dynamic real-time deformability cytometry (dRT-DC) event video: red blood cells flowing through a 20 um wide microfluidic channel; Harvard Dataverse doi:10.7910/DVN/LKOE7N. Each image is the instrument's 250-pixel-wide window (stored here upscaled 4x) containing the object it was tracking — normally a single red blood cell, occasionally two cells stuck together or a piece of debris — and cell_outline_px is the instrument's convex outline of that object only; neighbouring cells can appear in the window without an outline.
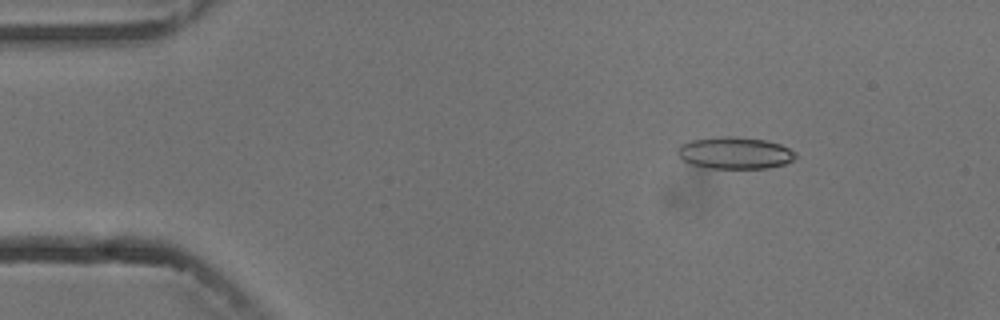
{"species": "common noctule bat (a hibernating species)", "species_latin": "Nyctalus noctula", "temperature_condition": "cold", "stored_images_in_passage": 8, "camera_frame_rate_fps": 3000, "um_per_image_px": 0.085, "animal": {"sex": "male", "body_mass_g": 13.3}, "frame": {"image": 1, "passage_image": 2, "time_ms": 1.333, "image_size_px": [1000, 320], "cell_outline_px": [[796, 156], [792, 160], [784, 164], [768, 168], [708, 168], [692, 164], [684, 160], [676, 152], [680, 144], [692, 140], [724, 136], [736, 136], [764, 140], [780, 144], [796, 152]], "centroid_in_image_um": [62.46, 13.0], "position_along_channel_um": 22.5, "area_um2": 21.79}}
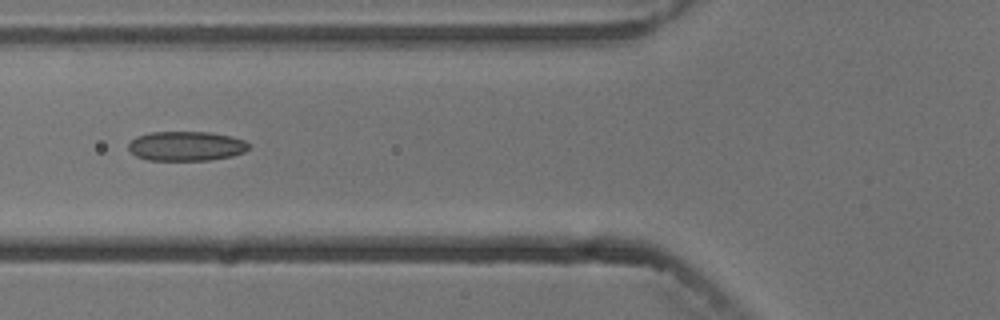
{"frame": {"image": 2, "passage_image": 6, "time_ms": 5.667, "image_size_px": [1000, 320], "cell_outline_px": [[248, 148], [244, 152], [232, 156], [208, 160], [148, 160], [136, 156], [128, 148], [128, 144], [136, 136], [148, 132], [208, 132], [232, 136], [244, 140], [248, 144]], "centroid_in_image_um": [15.81, 12.41], "position_along_channel_um": 110.0, "area_um2": 20.69}}
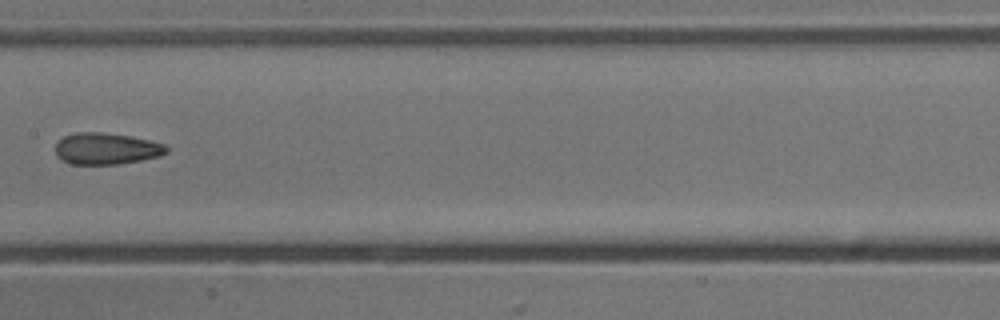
{"frame": {"image": 3, "passage_image": 8, "time_ms": 8.0, "image_size_px": [1000, 320], "cell_outline_px": [[168, 152], [160, 156], [140, 160], [116, 164], [72, 164], [60, 160], [56, 156], [56, 144], [64, 136], [76, 132], [104, 132], [132, 136], [164, 144], [168, 148]], "centroid_in_image_um": [9.03, 12.63], "position_along_channel_um": 198.4, "area_um2": 20.46}}